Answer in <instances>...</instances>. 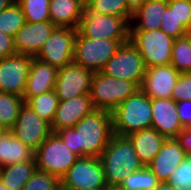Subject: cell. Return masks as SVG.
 <instances>
[{
	"label": "cell",
	"instance_id": "cell-1",
	"mask_svg": "<svg viewBox=\"0 0 191 190\" xmlns=\"http://www.w3.org/2000/svg\"><path fill=\"white\" fill-rule=\"evenodd\" d=\"M55 133L79 157H99L114 135L111 112L94 109L74 127Z\"/></svg>",
	"mask_w": 191,
	"mask_h": 190
},
{
	"label": "cell",
	"instance_id": "cell-2",
	"mask_svg": "<svg viewBox=\"0 0 191 190\" xmlns=\"http://www.w3.org/2000/svg\"><path fill=\"white\" fill-rule=\"evenodd\" d=\"M108 188H118L131 173L144 167L127 137L113 135L99 156Z\"/></svg>",
	"mask_w": 191,
	"mask_h": 190
},
{
	"label": "cell",
	"instance_id": "cell-3",
	"mask_svg": "<svg viewBox=\"0 0 191 190\" xmlns=\"http://www.w3.org/2000/svg\"><path fill=\"white\" fill-rule=\"evenodd\" d=\"M111 115L113 131L118 136L127 137L142 129L151 128V98L140 89L118 105Z\"/></svg>",
	"mask_w": 191,
	"mask_h": 190
},
{
	"label": "cell",
	"instance_id": "cell-4",
	"mask_svg": "<svg viewBox=\"0 0 191 190\" xmlns=\"http://www.w3.org/2000/svg\"><path fill=\"white\" fill-rule=\"evenodd\" d=\"M138 90L140 87L132 81L95 72L89 94L94 109L112 112Z\"/></svg>",
	"mask_w": 191,
	"mask_h": 190
},
{
	"label": "cell",
	"instance_id": "cell-5",
	"mask_svg": "<svg viewBox=\"0 0 191 190\" xmlns=\"http://www.w3.org/2000/svg\"><path fill=\"white\" fill-rule=\"evenodd\" d=\"M129 40L138 49L146 68L171 64V51L175 38L161 29L130 31Z\"/></svg>",
	"mask_w": 191,
	"mask_h": 190
},
{
	"label": "cell",
	"instance_id": "cell-6",
	"mask_svg": "<svg viewBox=\"0 0 191 190\" xmlns=\"http://www.w3.org/2000/svg\"><path fill=\"white\" fill-rule=\"evenodd\" d=\"M34 158L38 170L54 175L60 180L79 156L52 132L34 152Z\"/></svg>",
	"mask_w": 191,
	"mask_h": 190
},
{
	"label": "cell",
	"instance_id": "cell-7",
	"mask_svg": "<svg viewBox=\"0 0 191 190\" xmlns=\"http://www.w3.org/2000/svg\"><path fill=\"white\" fill-rule=\"evenodd\" d=\"M61 190L107 189L99 157H79L60 179Z\"/></svg>",
	"mask_w": 191,
	"mask_h": 190
},
{
	"label": "cell",
	"instance_id": "cell-8",
	"mask_svg": "<svg viewBox=\"0 0 191 190\" xmlns=\"http://www.w3.org/2000/svg\"><path fill=\"white\" fill-rule=\"evenodd\" d=\"M122 45L119 40L90 39L77 32L73 62L92 72H100Z\"/></svg>",
	"mask_w": 191,
	"mask_h": 190
},
{
	"label": "cell",
	"instance_id": "cell-9",
	"mask_svg": "<svg viewBox=\"0 0 191 190\" xmlns=\"http://www.w3.org/2000/svg\"><path fill=\"white\" fill-rule=\"evenodd\" d=\"M78 31L90 39L129 41L130 24L122 17L102 15L84 10Z\"/></svg>",
	"mask_w": 191,
	"mask_h": 190
},
{
	"label": "cell",
	"instance_id": "cell-10",
	"mask_svg": "<svg viewBox=\"0 0 191 190\" xmlns=\"http://www.w3.org/2000/svg\"><path fill=\"white\" fill-rule=\"evenodd\" d=\"M100 72L118 79L132 81L141 87L146 66L138 49L129 40L117 49Z\"/></svg>",
	"mask_w": 191,
	"mask_h": 190
},
{
	"label": "cell",
	"instance_id": "cell-11",
	"mask_svg": "<svg viewBox=\"0 0 191 190\" xmlns=\"http://www.w3.org/2000/svg\"><path fill=\"white\" fill-rule=\"evenodd\" d=\"M77 32L78 29L56 27L35 57L57 69L67 66L73 62Z\"/></svg>",
	"mask_w": 191,
	"mask_h": 190
},
{
	"label": "cell",
	"instance_id": "cell-12",
	"mask_svg": "<svg viewBox=\"0 0 191 190\" xmlns=\"http://www.w3.org/2000/svg\"><path fill=\"white\" fill-rule=\"evenodd\" d=\"M11 131L16 138L34 152L52 133L51 125L41 119L25 103L20 108L18 118Z\"/></svg>",
	"mask_w": 191,
	"mask_h": 190
},
{
	"label": "cell",
	"instance_id": "cell-13",
	"mask_svg": "<svg viewBox=\"0 0 191 190\" xmlns=\"http://www.w3.org/2000/svg\"><path fill=\"white\" fill-rule=\"evenodd\" d=\"M33 56L20 53L0 58V92L23 95Z\"/></svg>",
	"mask_w": 191,
	"mask_h": 190
},
{
	"label": "cell",
	"instance_id": "cell-14",
	"mask_svg": "<svg viewBox=\"0 0 191 190\" xmlns=\"http://www.w3.org/2000/svg\"><path fill=\"white\" fill-rule=\"evenodd\" d=\"M94 72L72 62L58 69L55 92L59 100L89 94Z\"/></svg>",
	"mask_w": 191,
	"mask_h": 190
},
{
	"label": "cell",
	"instance_id": "cell-15",
	"mask_svg": "<svg viewBox=\"0 0 191 190\" xmlns=\"http://www.w3.org/2000/svg\"><path fill=\"white\" fill-rule=\"evenodd\" d=\"M179 75L171 64L146 68L140 89L151 99L172 98Z\"/></svg>",
	"mask_w": 191,
	"mask_h": 190
},
{
	"label": "cell",
	"instance_id": "cell-16",
	"mask_svg": "<svg viewBox=\"0 0 191 190\" xmlns=\"http://www.w3.org/2000/svg\"><path fill=\"white\" fill-rule=\"evenodd\" d=\"M55 28L51 21L25 22L13 37L16 53L35 57Z\"/></svg>",
	"mask_w": 191,
	"mask_h": 190
},
{
	"label": "cell",
	"instance_id": "cell-17",
	"mask_svg": "<svg viewBox=\"0 0 191 190\" xmlns=\"http://www.w3.org/2000/svg\"><path fill=\"white\" fill-rule=\"evenodd\" d=\"M152 122L151 128L168 138H176L184 129L179 116L177 105L173 98L151 99Z\"/></svg>",
	"mask_w": 191,
	"mask_h": 190
},
{
	"label": "cell",
	"instance_id": "cell-18",
	"mask_svg": "<svg viewBox=\"0 0 191 190\" xmlns=\"http://www.w3.org/2000/svg\"><path fill=\"white\" fill-rule=\"evenodd\" d=\"M93 110L90 94H83L69 100H59L51 131L72 128Z\"/></svg>",
	"mask_w": 191,
	"mask_h": 190
},
{
	"label": "cell",
	"instance_id": "cell-19",
	"mask_svg": "<svg viewBox=\"0 0 191 190\" xmlns=\"http://www.w3.org/2000/svg\"><path fill=\"white\" fill-rule=\"evenodd\" d=\"M57 75V68L33 57L29 68L26 88L22 95L24 103L41 93L54 90Z\"/></svg>",
	"mask_w": 191,
	"mask_h": 190
},
{
	"label": "cell",
	"instance_id": "cell-20",
	"mask_svg": "<svg viewBox=\"0 0 191 190\" xmlns=\"http://www.w3.org/2000/svg\"><path fill=\"white\" fill-rule=\"evenodd\" d=\"M186 153L175 138H168L161 150L147 165L160 182H167L172 172L181 164Z\"/></svg>",
	"mask_w": 191,
	"mask_h": 190
},
{
	"label": "cell",
	"instance_id": "cell-21",
	"mask_svg": "<svg viewBox=\"0 0 191 190\" xmlns=\"http://www.w3.org/2000/svg\"><path fill=\"white\" fill-rule=\"evenodd\" d=\"M168 0H146L132 15L130 31H151L160 29Z\"/></svg>",
	"mask_w": 191,
	"mask_h": 190
},
{
	"label": "cell",
	"instance_id": "cell-22",
	"mask_svg": "<svg viewBox=\"0 0 191 190\" xmlns=\"http://www.w3.org/2000/svg\"><path fill=\"white\" fill-rule=\"evenodd\" d=\"M85 7L80 0H50V21L56 27L78 29Z\"/></svg>",
	"mask_w": 191,
	"mask_h": 190
},
{
	"label": "cell",
	"instance_id": "cell-23",
	"mask_svg": "<svg viewBox=\"0 0 191 190\" xmlns=\"http://www.w3.org/2000/svg\"><path fill=\"white\" fill-rule=\"evenodd\" d=\"M127 138L144 166L153 160L167 139L154 128L142 129L130 134Z\"/></svg>",
	"mask_w": 191,
	"mask_h": 190
},
{
	"label": "cell",
	"instance_id": "cell-24",
	"mask_svg": "<svg viewBox=\"0 0 191 190\" xmlns=\"http://www.w3.org/2000/svg\"><path fill=\"white\" fill-rule=\"evenodd\" d=\"M34 151L16 138L11 130L0 133V168L30 161Z\"/></svg>",
	"mask_w": 191,
	"mask_h": 190
},
{
	"label": "cell",
	"instance_id": "cell-25",
	"mask_svg": "<svg viewBox=\"0 0 191 190\" xmlns=\"http://www.w3.org/2000/svg\"><path fill=\"white\" fill-rule=\"evenodd\" d=\"M36 169L33 157L30 161L0 168V180L7 190H22Z\"/></svg>",
	"mask_w": 191,
	"mask_h": 190
},
{
	"label": "cell",
	"instance_id": "cell-26",
	"mask_svg": "<svg viewBox=\"0 0 191 190\" xmlns=\"http://www.w3.org/2000/svg\"><path fill=\"white\" fill-rule=\"evenodd\" d=\"M23 105V97L0 92V127L3 130H11L14 127Z\"/></svg>",
	"mask_w": 191,
	"mask_h": 190
},
{
	"label": "cell",
	"instance_id": "cell-27",
	"mask_svg": "<svg viewBox=\"0 0 191 190\" xmlns=\"http://www.w3.org/2000/svg\"><path fill=\"white\" fill-rule=\"evenodd\" d=\"M58 103V96L55 90H52L30 98L25 104H27L41 119L51 125L56 115Z\"/></svg>",
	"mask_w": 191,
	"mask_h": 190
},
{
	"label": "cell",
	"instance_id": "cell-28",
	"mask_svg": "<svg viewBox=\"0 0 191 190\" xmlns=\"http://www.w3.org/2000/svg\"><path fill=\"white\" fill-rule=\"evenodd\" d=\"M160 181L156 175L144 166L142 169L129 174L118 186L119 190H155Z\"/></svg>",
	"mask_w": 191,
	"mask_h": 190
},
{
	"label": "cell",
	"instance_id": "cell-29",
	"mask_svg": "<svg viewBox=\"0 0 191 190\" xmlns=\"http://www.w3.org/2000/svg\"><path fill=\"white\" fill-rule=\"evenodd\" d=\"M171 65L179 73L191 72V34L175 38L171 51Z\"/></svg>",
	"mask_w": 191,
	"mask_h": 190
},
{
	"label": "cell",
	"instance_id": "cell-30",
	"mask_svg": "<svg viewBox=\"0 0 191 190\" xmlns=\"http://www.w3.org/2000/svg\"><path fill=\"white\" fill-rule=\"evenodd\" d=\"M85 9L102 15L122 17L129 24L133 15L126 4V0H91Z\"/></svg>",
	"mask_w": 191,
	"mask_h": 190
},
{
	"label": "cell",
	"instance_id": "cell-31",
	"mask_svg": "<svg viewBox=\"0 0 191 190\" xmlns=\"http://www.w3.org/2000/svg\"><path fill=\"white\" fill-rule=\"evenodd\" d=\"M25 22L22 7L17 1L0 12V32L4 34L14 37Z\"/></svg>",
	"mask_w": 191,
	"mask_h": 190
},
{
	"label": "cell",
	"instance_id": "cell-32",
	"mask_svg": "<svg viewBox=\"0 0 191 190\" xmlns=\"http://www.w3.org/2000/svg\"><path fill=\"white\" fill-rule=\"evenodd\" d=\"M22 7L25 21L41 23L50 21V0H16Z\"/></svg>",
	"mask_w": 191,
	"mask_h": 190
},
{
	"label": "cell",
	"instance_id": "cell-33",
	"mask_svg": "<svg viewBox=\"0 0 191 190\" xmlns=\"http://www.w3.org/2000/svg\"><path fill=\"white\" fill-rule=\"evenodd\" d=\"M160 29L173 38H180L189 34L175 16V0H168V7L163 13Z\"/></svg>",
	"mask_w": 191,
	"mask_h": 190
},
{
	"label": "cell",
	"instance_id": "cell-34",
	"mask_svg": "<svg viewBox=\"0 0 191 190\" xmlns=\"http://www.w3.org/2000/svg\"><path fill=\"white\" fill-rule=\"evenodd\" d=\"M22 190H61L60 180L54 175L36 169Z\"/></svg>",
	"mask_w": 191,
	"mask_h": 190
},
{
	"label": "cell",
	"instance_id": "cell-35",
	"mask_svg": "<svg viewBox=\"0 0 191 190\" xmlns=\"http://www.w3.org/2000/svg\"><path fill=\"white\" fill-rule=\"evenodd\" d=\"M167 183L176 190H191V156L186 155L181 164L172 172Z\"/></svg>",
	"mask_w": 191,
	"mask_h": 190
},
{
	"label": "cell",
	"instance_id": "cell-36",
	"mask_svg": "<svg viewBox=\"0 0 191 190\" xmlns=\"http://www.w3.org/2000/svg\"><path fill=\"white\" fill-rule=\"evenodd\" d=\"M172 98L176 102L191 100V72L180 73L173 88Z\"/></svg>",
	"mask_w": 191,
	"mask_h": 190
},
{
	"label": "cell",
	"instance_id": "cell-37",
	"mask_svg": "<svg viewBox=\"0 0 191 190\" xmlns=\"http://www.w3.org/2000/svg\"><path fill=\"white\" fill-rule=\"evenodd\" d=\"M175 16L190 34L191 0H175Z\"/></svg>",
	"mask_w": 191,
	"mask_h": 190
},
{
	"label": "cell",
	"instance_id": "cell-38",
	"mask_svg": "<svg viewBox=\"0 0 191 190\" xmlns=\"http://www.w3.org/2000/svg\"><path fill=\"white\" fill-rule=\"evenodd\" d=\"M177 115L184 128L191 127V100L177 101Z\"/></svg>",
	"mask_w": 191,
	"mask_h": 190
},
{
	"label": "cell",
	"instance_id": "cell-39",
	"mask_svg": "<svg viewBox=\"0 0 191 190\" xmlns=\"http://www.w3.org/2000/svg\"><path fill=\"white\" fill-rule=\"evenodd\" d=\"M15 53L13 37L0 32V58H5Z\"/></svg>",
	"mask_w": 191,
	"mask_h": 190
},
{
	"label": "cell",
	"instance_id": "cell-40",
	"mask_svg": "<svg viewBox=\"0 0 191 190\" xmlns=\"http://www.w3.org/2000/svg\"><path fill=\"white\" fill-rule=\"evenodd\" d=\"M187 156H191V127L184 128L175 138Z\"/></svg>",
	"mask_w": 191,
	"mask_h": 190
},
{
	"label": "cell",
	"instance_id": "cell-41",
	"mask_svg": "<svg viewBox=\"0 0 191 190\" xmlns=\"http://www.w3.org/2000/svg\"><path fill=\"white\" fill-rule=\"evenodd\" d=\"M146 0H126L129 10L134 13Z\"/></svg>",
	"mask_w": 191,
	"mask_h": 190
},
{
	"label": "cell",
	"instance_id": "cell-42",
	"mask_svg": "<svg viewBox=\"0 0 191 190\" xmlns=\"http://www.w3.org/2000/svg\"><path fill=\"white\" fill-rule=\"evenodd\" d=\"M155 190H176L171 184L167 182H160Z\"/></svg>",
	"mask_w": 191,
	"mask_h": 190
},
{
	"label": "cell",
	"instance_id": "cell-43",
	"mask_svg": "<svg viewBox=\"0 0 191 190\" xmlns=\"http://www.w3.org/2000/svg\"><path fill=\"white\" fill-rule=\"evenodd\" d=\"M16 0H0V12L5 10L8 6H10Z\"/></svg>",
	"mask_w": 191,
	"mask_h": 190
},
{
	"label": "cell",
	"instance_id": "cell-44",
	"mask_svg": "<svg viewBox=\"0 0 191 190\" xmlns=\"http://www.w3.org/2000/svg\"><path fill=\"white\" fill-rule=\"evenodd\" d=\"M0 190H7V188L3 185L1 180H0Z\"/></svg>",
	"mask_w": 191,
	"mask_h": 190
},
{
	"label": "cell",
	"instance_id": "cell-45",
	"mask_svg": "<svg viewBox=\"0 0 191 190\" xmlns=\"http://www.w3.org/2000/svg\"><path fill=\"white\" fill-rule=\"evenodd\" d=\"M85 6L91 1V0H80Z\"/></svg>",
	"mask_w": 191,
	"mask_h": 190
},
{
	"label": "cell",
	"instance_id": "cell-46",
	"mask_svg": "<svg viewBox=\"0 0 191 190\" xmlns=\"http://www.w3.org/2000/svg\"><path fill=\"white\" fill-rule=\"evenodd\" d=\"M82 190H106V189H82Z\"/></svg>",
	"mask_w": 191,
	"mask_h": 190
},
{
	"label": "cell",
	"instance_id": "cell-47",
	"mask_svg": "<svg viewBox=\"0 0 191 190\" xmlns=\"http://www.w3.org/2000/svg\"><path fill=\"white\" fill-rule=\"evenodd\" d=\"M106 190H119L118 188H107Z\"/></svg>",
	"mask_w": 191,
	"mask_h": 190
}]
</instances>
